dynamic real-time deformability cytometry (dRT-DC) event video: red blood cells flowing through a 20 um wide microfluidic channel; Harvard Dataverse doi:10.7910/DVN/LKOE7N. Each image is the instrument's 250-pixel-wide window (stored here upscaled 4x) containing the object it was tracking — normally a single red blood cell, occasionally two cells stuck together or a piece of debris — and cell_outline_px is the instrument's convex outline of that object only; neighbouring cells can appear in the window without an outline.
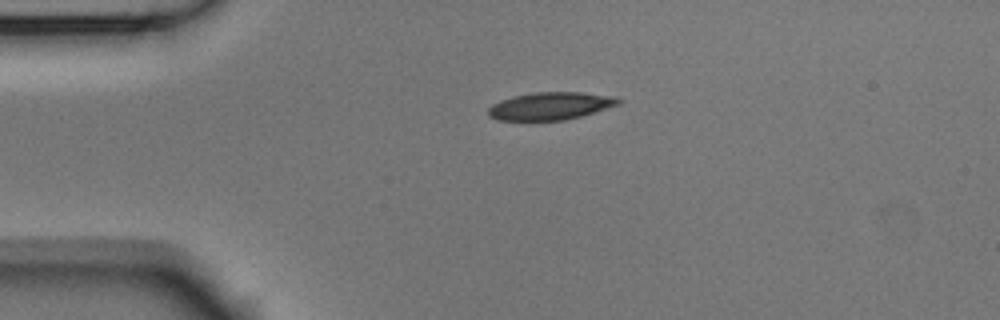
{"species": "Egyptian fruit bat (a non-hibernating species)", "species_latin": "Rousettus aegyptiacus", "temperature_condition": "room temperature", "stored_images_in_passage": 2, "camera_frame_rate_fps": 3000, "um_per_image_px": 0.085, "animal": {"sex": "male"}, "frame": {"image": 1, "passage_image": 1, "time_ms": 0.0, "image_size_px": [1000, 320], "cell_outline_px": [[624, 100], [620, 104], [580, 116], [564, 120], [496, 120], [488, 116], [488, 108], [492, 104], [500, 100], [512, 96], [536, 92], [580, 92], [616, 96]], "centroid_in_image_um": [46.79, 9.0], "position_along_channel_um": 38.2, "area_um2": 21.04}}